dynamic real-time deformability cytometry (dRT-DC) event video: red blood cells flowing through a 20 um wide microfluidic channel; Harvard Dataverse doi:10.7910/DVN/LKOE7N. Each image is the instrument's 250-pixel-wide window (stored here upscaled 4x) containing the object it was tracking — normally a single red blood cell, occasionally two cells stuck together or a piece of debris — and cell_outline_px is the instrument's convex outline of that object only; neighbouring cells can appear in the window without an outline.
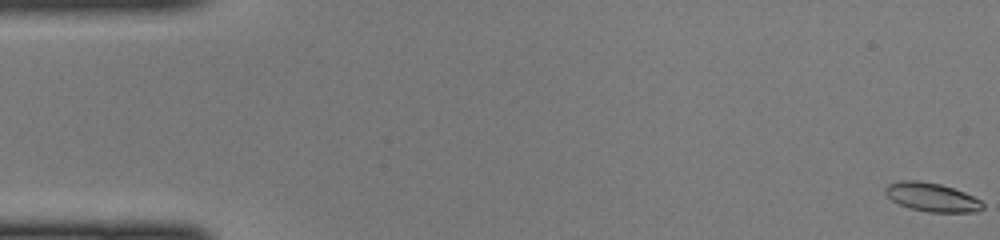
{"species": "common noctule bat (a hibernating species)", "species_latin": "Nyctalus noctula", "temperature_condition": "cold", "stored_images_in_passage": 15, "camera_frame_rate_fps": 3000, "um_per_image_px": 0.085, "animal": {"sex": "female", "body_mass_g": 22.0, "forearm_length_mm": 56.7}, "frame": {"image": 1, "passage_image": 1, "time_ms": 0.0, "image_size_px": [1000, 240], "cell_outline_px": [[984, 208], [976, 212], [928, 212], [908, 208], [892, 200], [884, 192], [884, 188], [888, 184], [900, 180], [916, 180], [940, 184], [964, 192], [980, 200], [984, 204]], "centroid_in_image_um": [79.19, 16.76], "position_along_channel_um": 5.8, "area_um2": 16.3}}
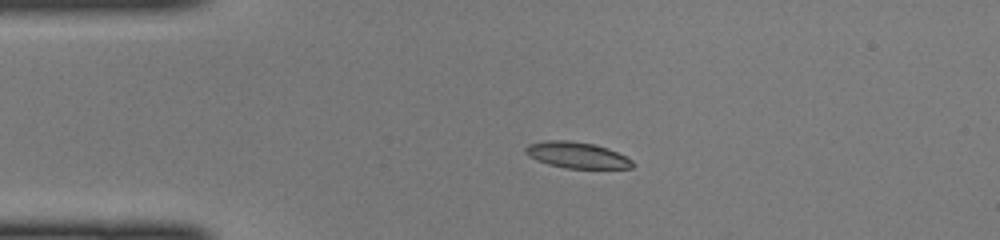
{"frame": {"image": 2, "passage_image": 11, "time_ms": 3.333, "image_size_px": [1000, 240], "cell_outline_px": [[632, 168], [564, 168], [548, 164], [536, 160], [528, 156], [524, 152], [524, 148], [528, 144], [544, 140], [568, 140], [596, 144], [608, 148], [632, 160]], "centroid_in_image_um": [48.97, 13.17], "position_along_channel_um": 36.0, "area_um2": 16.36}}